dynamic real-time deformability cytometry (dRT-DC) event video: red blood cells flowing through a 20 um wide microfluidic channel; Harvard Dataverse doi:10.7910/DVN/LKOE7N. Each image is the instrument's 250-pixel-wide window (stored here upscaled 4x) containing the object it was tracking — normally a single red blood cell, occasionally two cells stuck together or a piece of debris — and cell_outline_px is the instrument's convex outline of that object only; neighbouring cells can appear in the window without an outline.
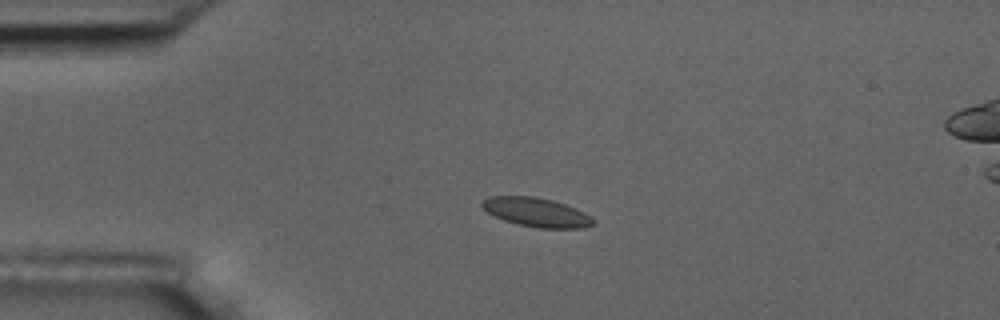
{"species": "common noctule bat (a hibernating species)", "species_latin": "Nyctalus noctula", "temperature_condition": "room temperature", "stored_images_in_passage": 5, "camera_frame_rate_fps": 3000, "um_per_image_px": 0.085, "animal": {"sex": "male", "body_mass_g": 17.5, "forearm_length_mm": 52.3}, "frame": {"image": 1, "passage_image": 3, "time_ms": 2.333, "image_size_px": [1000, 320], "cell_outline_px": [[596, 224], [584, 228], [536, 228], [516, 224], [504, 220], [488, 212], [480, 204], [488, 196], [536, 196], [552, 200], [576, 208], [592, 216], [596, 220]], "centroid_in_image_um": [45.65, 18.05], "position_along_channel_um": 39.3, "area_um2": 18.96}}